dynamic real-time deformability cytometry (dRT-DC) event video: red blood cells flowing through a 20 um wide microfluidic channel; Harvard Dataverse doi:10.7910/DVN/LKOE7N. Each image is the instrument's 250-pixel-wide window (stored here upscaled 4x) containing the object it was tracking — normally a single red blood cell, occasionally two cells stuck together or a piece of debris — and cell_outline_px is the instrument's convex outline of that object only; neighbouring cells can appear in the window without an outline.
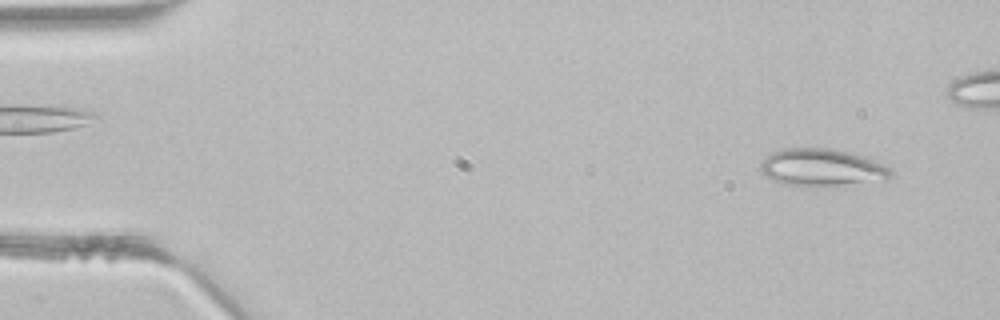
{"species": "common noctule bat (a hibernating species)", "species_latin": "Nyctalus noctula", "temperature_condition": "room temperature", "stored_images_in_passage": 4, "camera_frame_rate_fps": 3000, "um_per_image_px": 0.085, "animal": {"sex": "male", "body_mass_g": 21.5, "forearm_length_mm": 52.0}, "frame": {"image": 1, "passage_image": 4, "time_ms": 1.0, "image_size_px": [1000, 320], "cell_outline_px": [[892, 176], [888, 180], [840, 184], [788, 184], [776, 180], [768, 176], [760, 168], [760, 164], [772, 152], [784, 148], [828, 148], [852, 152], [864, 156], [884, 164], [892, 168]], "centroid_in_image_um": [69.95, 14.19], "position_along_channel_um": 15.0, "area_um2": 27.57}}